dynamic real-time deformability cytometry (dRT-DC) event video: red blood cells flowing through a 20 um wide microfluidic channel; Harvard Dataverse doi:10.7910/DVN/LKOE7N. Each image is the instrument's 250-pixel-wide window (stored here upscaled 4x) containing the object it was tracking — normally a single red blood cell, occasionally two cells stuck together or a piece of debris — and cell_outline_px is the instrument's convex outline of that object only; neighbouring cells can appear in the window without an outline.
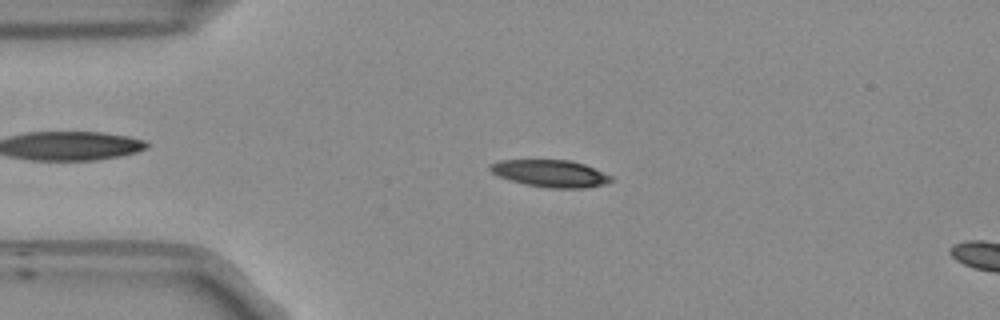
{"species": "Egyptian fruit bat (a non-hibernating species)", "species_latin": "Rousettus aegyptiacus", "temperature_condition": "room temperature", "stored_images_in_passage": 15, "camera_frame_rate_fps": 3000, "um_per_image_px": 0.085, "frame": {"image": 1, "passage_image": 11, "time_ms": 3.333, "image_size_px": [1000, 320], "cell_outline_px": [[616, 180], [604, 184], [584, 188], [552, 188], [524, 184], [500, 176], [492, 172], [488, 168], [488, 164], [500, 160], [568, 160], [584, 164], [612, 176]], "centroid_in_image_um": [46.8, 14.74], "position_along_channel_um": 38.2, "area_um2": 19.02}}